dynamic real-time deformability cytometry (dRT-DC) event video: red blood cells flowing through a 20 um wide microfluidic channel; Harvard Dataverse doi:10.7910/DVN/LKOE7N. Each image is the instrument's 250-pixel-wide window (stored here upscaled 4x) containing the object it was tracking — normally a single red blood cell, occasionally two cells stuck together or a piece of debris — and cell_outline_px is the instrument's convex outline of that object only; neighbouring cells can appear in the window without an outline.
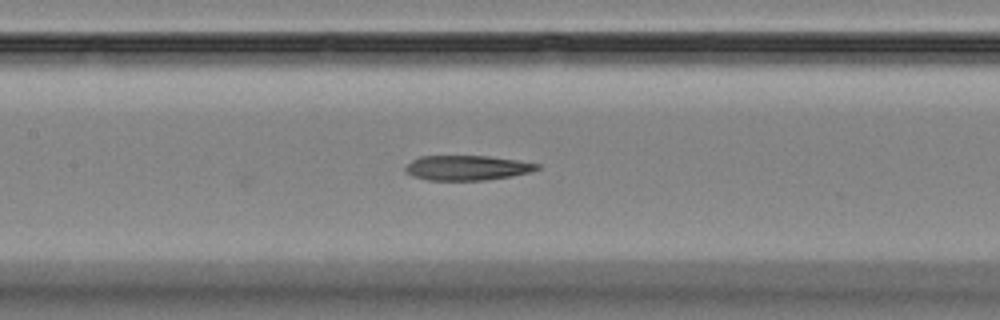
{"species": "Egyptian fruit bat (a non-hibernating species)", "species_latin": "Rousettus aegyptiacus", "temperature_condition": "room temperature", "stored_images_in_passage": 7, "camera_frame_rate_fps": 3000, "um_per_image_px": 0.085, "animal": {"sex": "female"}, "frame": {"image": 1, "passage_image": 7, "time_ms": 8.333, "image_size_px": [1000, 320], "cell_outline_px": [[540, 168], [528, 172], [512, 176], [484, 180], [428, 180], [412, 176], [404, 172], [404, 168], [412, 160], [420, 156], [488, 156], [520, 160], [540, 164]], "centroid_in_image_um": [39.69, 14.26], "position_along_channel_um": 167.7, "area_um2": 19.13}}